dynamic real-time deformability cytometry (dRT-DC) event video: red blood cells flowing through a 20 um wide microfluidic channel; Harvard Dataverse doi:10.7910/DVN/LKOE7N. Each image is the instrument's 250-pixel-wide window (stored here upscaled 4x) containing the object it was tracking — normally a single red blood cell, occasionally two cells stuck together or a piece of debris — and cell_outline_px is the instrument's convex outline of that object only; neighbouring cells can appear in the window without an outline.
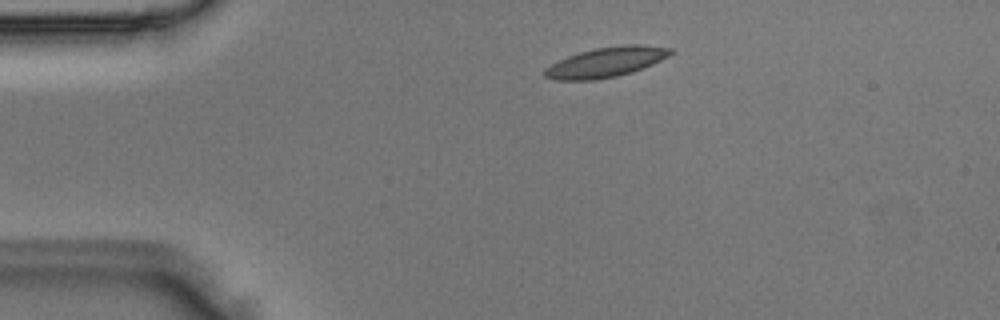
{"species": "Egyptian fruit bat (a non-hibernating species)", "species_latin": "Rousettus aegyptiacus", "temperature_condition": "room temperature", "stored_images_in_passage": 2, "camera_frame_rate_fps": 3000, "um_per_image_px": 0.085, "animal": {"sex": "male"}, "frame": {"image": 1, "passage_image": 1, "time_ms": 0.0, "image_size_px": [1000, 320], "cell_outline_px": [[676, 52], [652, 64], [632, 72], [616, 76], [596, 80], [556, 80], [544, 76], [544, 68], [568, 56], [580, 52], [596, 48], [624, 44], [640, 44], [672, 48]], "centroid_in_image_um": [51.54, 5.28], "position_along_channel_um": 33.5, "area_um2": 21.91}}